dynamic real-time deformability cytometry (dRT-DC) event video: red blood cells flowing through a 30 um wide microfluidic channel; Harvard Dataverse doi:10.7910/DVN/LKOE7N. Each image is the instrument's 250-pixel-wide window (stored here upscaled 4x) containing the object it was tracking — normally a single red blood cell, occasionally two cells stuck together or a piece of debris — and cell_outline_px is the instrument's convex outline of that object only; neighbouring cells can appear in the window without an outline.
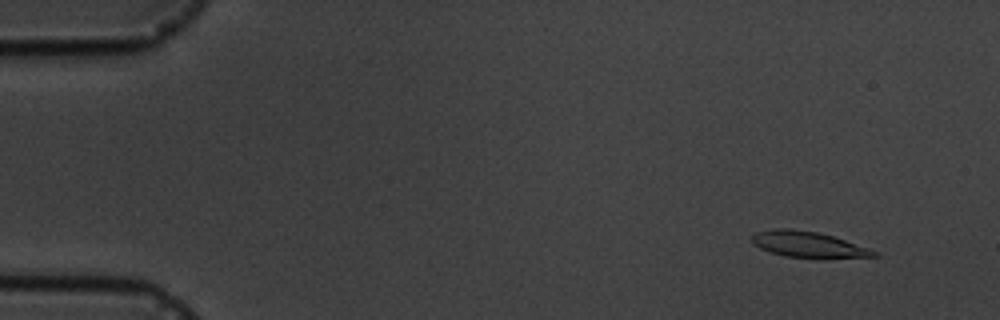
{"species": "common noctule bat (a hibernating species)", "species_latin": "Nyctalus noctula", "temperature_condition": "cold", "stored_images_in_passage": 4, "camera_frame_rate_fps": 3000, "um_per_image_px": 0.085, "animal": {"sex": "male", "body_mass_g": 19.5, "forearm_length_mm": 54.6}, "frame": {"image": 1, "passage_image": 2, "time_ms": 1.333, "image_size_px": [1000, 320], "cell_outline_px": [[880, 256], [784, 256], [760, 248], [752, 244], [752, 236], [756, 232], [776, 228], [788, 228], [816, 232], [832, 236], [880, 252]], "centroid_in_image_um": [68.62, 20.74], "position_along_channel_um": 16.4, "area_um2": 17.51}}